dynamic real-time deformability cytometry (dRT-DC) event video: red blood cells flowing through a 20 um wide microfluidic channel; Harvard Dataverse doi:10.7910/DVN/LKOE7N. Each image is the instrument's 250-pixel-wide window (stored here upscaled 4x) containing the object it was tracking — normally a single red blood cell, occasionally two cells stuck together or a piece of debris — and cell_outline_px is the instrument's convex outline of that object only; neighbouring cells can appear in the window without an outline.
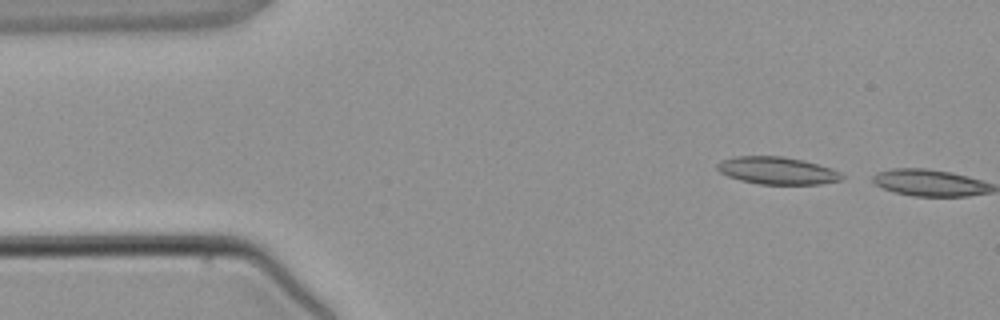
{"species": "common noctule bat (a hibernating species)", "species_latin": "Nyctalus noctula", "temperature_condition": "warm", "stored_images_in_passage": 5, "segment_of_instrument_passage": [1, 2], "camera_frame_rate_fps": 3000, "um_per_image_px": 0.085, "animal": {"sex": "male", "body_mass_g": 21.5, "forearm_length_mm": 52.0}, "frame": {"image": 1, "passage_image": 1, "time_ms": 0.0, "image_size_px": [1000, 320], "cell_outline_px": [[844, 176], [840, 180], [820, 184], [760, 184], [740, 180], [728, 176], [720, 172], [716, 168], [716, 164], [720, 160], [736, 156], [784, 156], [804, 160], [832, 168], [840, 172]], "centroid_in_image_um": [66.05, 14.49], "position_along_channel_um": 19.0, "area_um2": 20.0}}